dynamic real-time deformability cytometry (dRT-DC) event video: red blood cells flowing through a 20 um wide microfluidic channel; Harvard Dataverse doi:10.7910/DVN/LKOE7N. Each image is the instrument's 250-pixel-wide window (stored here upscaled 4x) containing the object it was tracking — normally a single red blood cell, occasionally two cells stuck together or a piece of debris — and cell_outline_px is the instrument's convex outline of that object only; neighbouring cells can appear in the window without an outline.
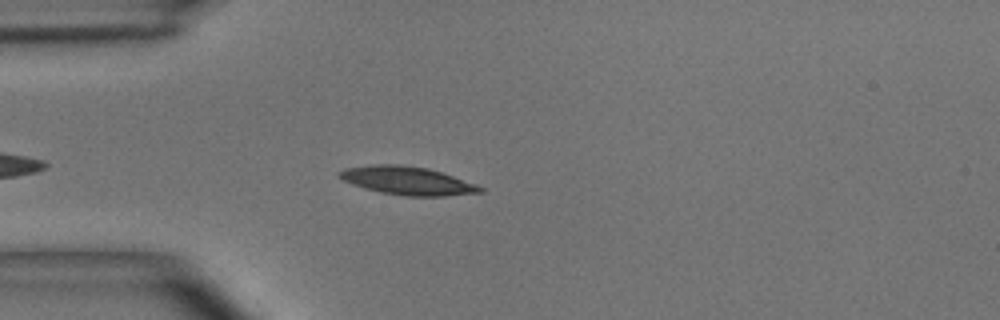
{"species": "common noctule bat (a hibernating species)", "species_latin": "Nyctalus noctula", "temperature_condition": "room temperature", "stored_images_in_passage": 43, "camera_frame_rate_fps": 3000, "um_per_image_px": 0.085, "animal": {"sex": "male", "body_mass_g": 15.6}, "frame": {"image": 1, "passage_image": 7, "time_ms": 2.0, "image_size_px": [1000, 320], "cell_outline_px": [[484, 192], [444, 196], [404, 196], [380, 192], [364, 188], [352, 184], [336, 176], [336, 172], [344, 168], [376, 164], [396, 164], [428, 168], [476, 184], [484, 188]], "centroid_in_image_um": [34.59, 15.36], "position_along_channel_um": 50.4, "area_um2": 23.18}}
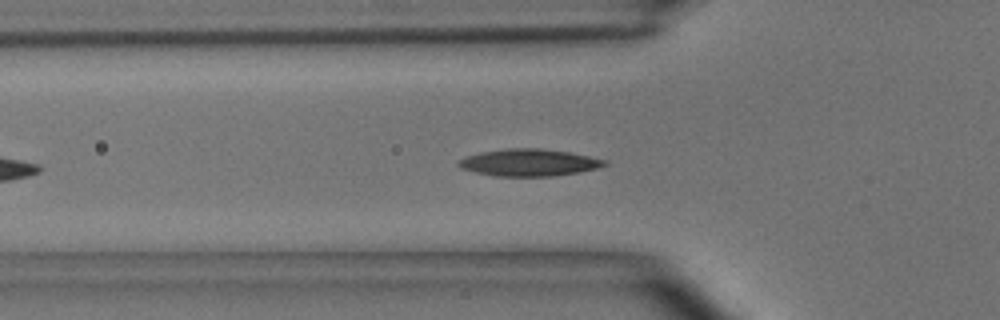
{"frame": {"image": 2, "passage_image": 10, "time_ms": 3.0, "image_size_px": [1000, 320], "cell_outline_px": [[608, 164], [596, 168], [580, 172], [552, 176], [496, 176], [476, 172], [460, 168], [456, 164], [456, 160], [480, 152], [508, 148], [540, 148], [568, 152], [608, 160]], "centroid_in_image_um": [44.94, 13.81], "position_along_channel_um": 80.9, "area_um2": 23.0}}
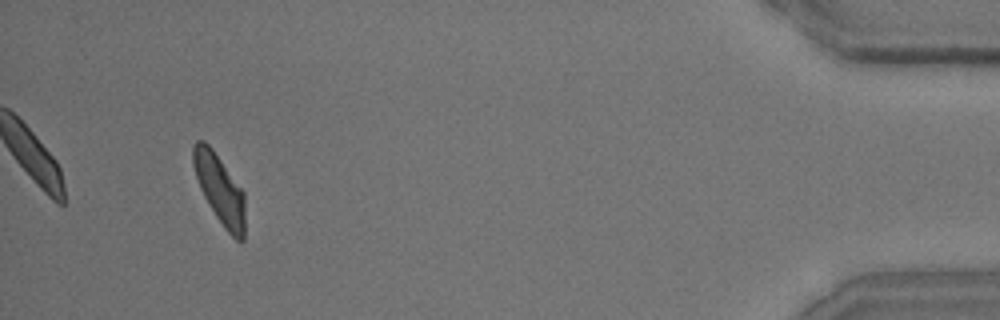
{"frame": {"image": 3, "passage_image": 40, "time_ms": 13.0, "image_size_px": [1000, 320], "cell_outline_px": [[244, 240], [236, 240], [224, 228], [216, 216], [204, 196], [200, 188], [192, 164], [192, 144], [196, 140], [204, 140], [212, 148], [244, 192]], "centroid_in_image_um": [18.65, 16.05], "position_along_channel_um": 416.5, "area_um2": 20.75}, "authors_computed_cell_mechanics": {"area_um2": 21.4438, "velocity_mm_per_s": 4.0543, "shape_relaxation_time_tau1_ms": 2.9413, "shape_relaxation_time_tau2_ms": 1.6168, "deformation_change_tau1": 0.1415, "deformation_change_tau2": 0.0807}}